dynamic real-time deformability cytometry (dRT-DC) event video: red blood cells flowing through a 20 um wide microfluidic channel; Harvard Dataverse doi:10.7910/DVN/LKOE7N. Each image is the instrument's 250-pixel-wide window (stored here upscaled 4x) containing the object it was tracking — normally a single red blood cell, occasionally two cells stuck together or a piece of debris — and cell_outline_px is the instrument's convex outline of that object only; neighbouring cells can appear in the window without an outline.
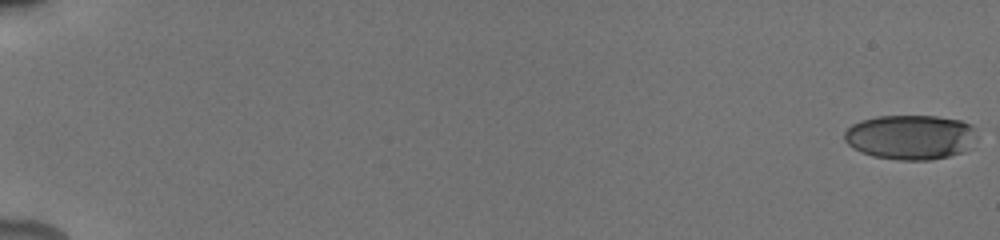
{"species": "human", "species_latin": "Homo sapiens", "temperature_condition": "cold", "stored_images_in_passage": 52, "camera_frame_rate_fps": 3000, "um_per_image_px": 0.085, "donor": {"sex": "male"}, "frame": {"image": 1, "passage_image": 1, "time_ms": 0.0, "image_size_px": [1000, 240], "cell_outline_px": [[976, 140], [968, 148], [960, 152], [948, 156], [932, 160], [896, 160], [872, 156], [852, 148], [844, 140], [844, 132], [852, 124], [860, 120], [876, 116], [936, 116], [960, 120], [972, 124], [976, 128]], "centroid_in_image_um": [77.39, 11.65], "position_along_channel_um": 7.6, "area_um2": 34.85}}
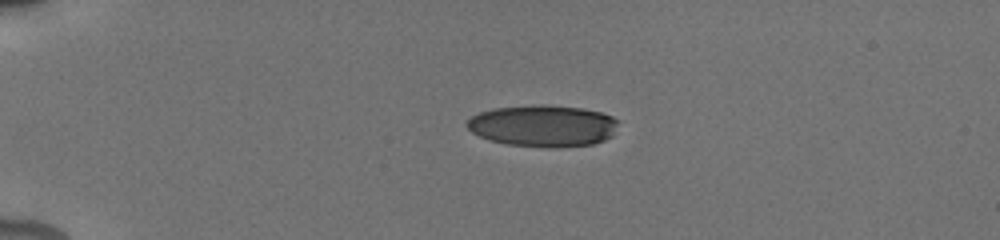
{"frame": {"image": 2, "passage_image": 31, "time_ms": 4.667, "image_size_px": [1000, 240], "cell_outline_px": [[620, 120], [612, 136], [604, 140], [592, 144], [556, 148], [552, 148], [508, 144], [488, 140], [472, 132], [464, 124], [472, 116], [480, 112], [492, 108], [540, 104], [544, 104], [584, 108], [600, 112], [612, 116]], "centroid_in_image_um": [46.17, 10.69], "position_along_channel_um": 38.8, "area_um2": 37.11}}
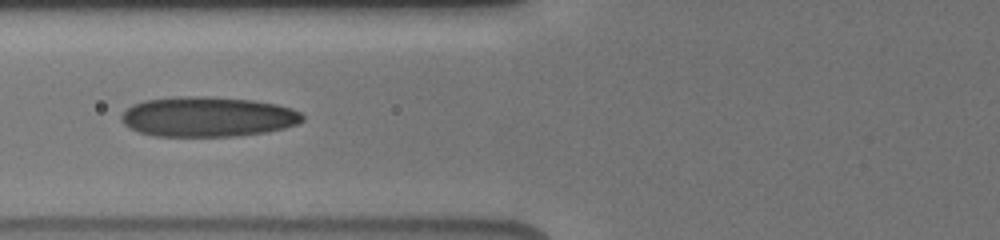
{"frame": {"image": 3, "passage_image": 51, "time_ms": 8.0, "image_size_px": [1000, 240], "cell_outline_px": [[304, 120], [296, 124], [284, 128], [268, 132], [240, 136], [156, 136], [140, 132], [128, 128], [120, 120], [120, 116], [132, 104], [144, 100], [172, 96], [212, 96], [252, 100], [276, 104], [292, 108], [300, 112], [304, 116]], "centroid_in_image_um": [17.65, 9.92], "position_along_channel_um": 108.2, "area_um2": 42.71}}